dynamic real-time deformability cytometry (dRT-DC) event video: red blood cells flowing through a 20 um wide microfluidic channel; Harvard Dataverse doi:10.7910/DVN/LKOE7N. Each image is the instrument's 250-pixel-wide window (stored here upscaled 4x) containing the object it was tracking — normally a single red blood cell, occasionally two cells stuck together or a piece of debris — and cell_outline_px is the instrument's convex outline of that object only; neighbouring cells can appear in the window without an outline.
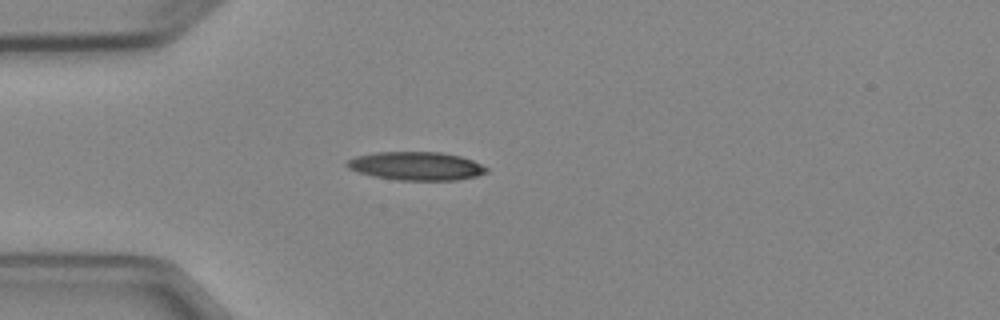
{"species": "Egyptian fruit bat (a non-hibernating species)", "species_latin": "Rousettus aegyptiacus", "temperature_condition": "cold", "stored_images_in_passage": 3, "camera_frame_rate_fps": 3000, "um_per_image_px": 0.085, "animal": {"sex": "female"}, "frame": {"image": 1, "passage_image": 2, "time_ms": 1.333, "image_size_px": [1000, 320], "cell_outline_px": [[488, 172], [476, 176], [456, 180], [396, 180], [372, 176], [348, 168], [344, 164], [348, 160], [356, 156], [376, 152], [440, 152], [460, 156], [472, 160], [488, 168]], "centroid_in_image_um": [35.37, 14.11], "position_along_channel_um": 49.6, "area_um2": 23.06}}